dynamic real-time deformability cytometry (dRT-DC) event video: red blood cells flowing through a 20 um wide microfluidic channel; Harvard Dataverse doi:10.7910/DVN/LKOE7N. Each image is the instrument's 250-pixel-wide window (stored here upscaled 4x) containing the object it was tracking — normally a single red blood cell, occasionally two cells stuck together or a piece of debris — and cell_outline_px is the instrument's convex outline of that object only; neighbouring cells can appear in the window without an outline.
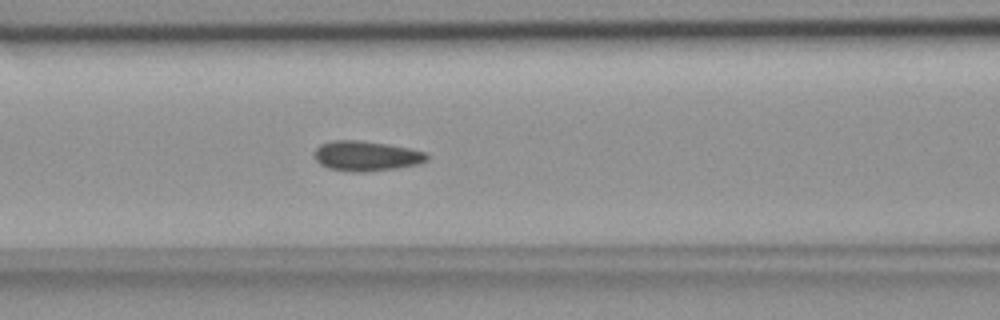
{"species": "common noctule bat (a hibernating species)", "species_latin": "Nyctalus noctula", "temperature_condition": "room temperature", "stored_images_in_passage": 45, "camera_frame_rate_fps": 3000, "um_per_image_px": 0.085, "animal": {"sex": "female", "body_mass_g": 18.4}, "frame": {"image": 1, "passage_image": 13, "time_ms": 4.0, "image_size_px": [1000, 320], "cell_outline_px": [[428, 160], [416, 164], [396, 168], [364, 172], [352, 172], [328, 168], [320, 164], [316, 160], [312, 152], [320, 144], [332, 140], [360, 140], [388, 144], [408, 148], [424, 152], [428, 156]], "centroid_in_image_um": [31.07, 13.25], "position_along_channel_um": 135.5, "area_um2": 19.71}}
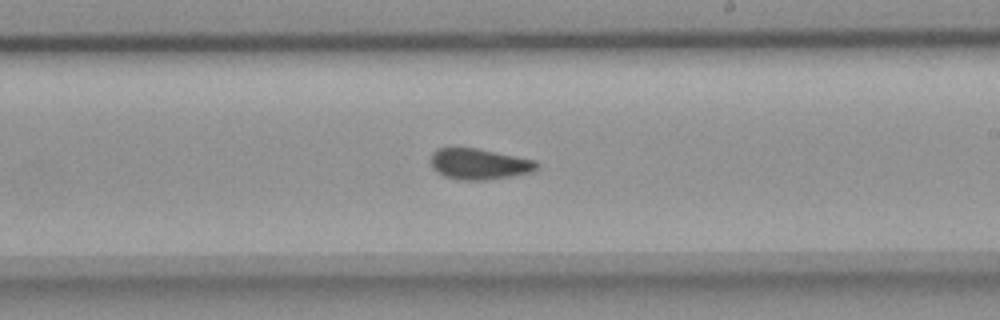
{"frame": {"image": 2, "passage_image": 22, "time_ms": 7.0, "image_size_px": [1000, 320], "cell_outline_px": [[540, 168], [532, 172], [484, 180], [460, 180], [444, 176], [432, 164], [432, 152], [436, 148], [476, 148], [536, 160], [540, 164]], "centroid_in_image_um": [40.79, 13.93], "position_along_channel_um": 248.2, "area_um2": 18.84}}
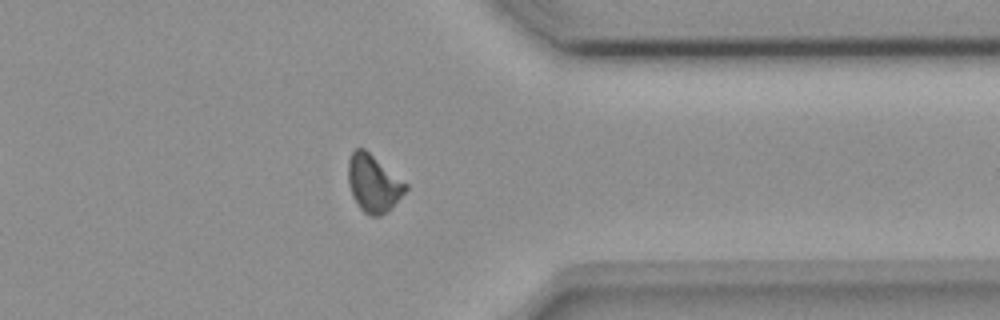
{"frame": {"image": 3, "passage_image": 33, "time_ms": 10.667, "image_size_px": [1000, 320], "cell_outline_px": [[408, 188], [388, 212], [380, 216], [372, 216], [364, 212], [360, 208], [352, 196], [348, 184], [348, 160], [352, 152], [356, 148], [364, 148], [408, 184]], "centroid_in_image_um": [31.74, 15.59], "position_along_channel_um": 379.7, "area_um2": 19.19}, "authors_computed_cell_mechanics": {"area_um2": 19.074, "velocity_mm_per_s": 3.7873, "shape_relaxation_time_tau1_ms": null, "shape_relaxation_time_tau2_ms": 1.4731, "deformation_change_tau1": null, "deformation_change_tau2": 0.076}}